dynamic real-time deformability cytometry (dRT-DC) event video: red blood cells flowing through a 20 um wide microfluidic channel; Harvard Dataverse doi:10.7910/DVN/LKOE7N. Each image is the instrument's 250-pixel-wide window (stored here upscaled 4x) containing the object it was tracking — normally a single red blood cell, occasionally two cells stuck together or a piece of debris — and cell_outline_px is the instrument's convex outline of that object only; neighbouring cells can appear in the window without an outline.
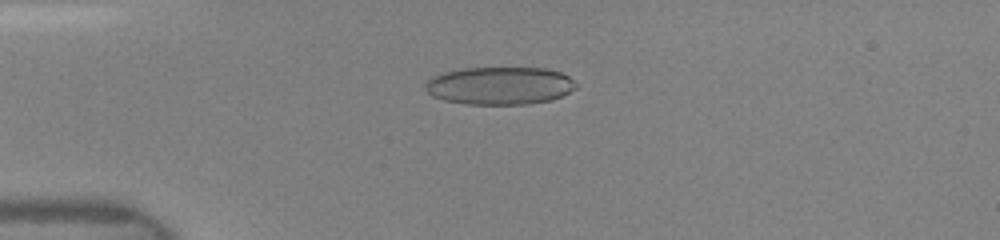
{"species": "human", "species_latin": "Homo sapiens", "temperature_condition": "room temperature", "stored_images_in_passage": 26, "camera_frame_rate_fps": 3000, "um_per_image_px": 0.085, "donor": {"sex": "female"}, "frame": {"image": 1, "passage_image": 11, "time_ms": 3.667, "image_size_px": [1000, 240], "cell_outline_px": [[576, 88], [552, 100], [528, 104], [468, 104], [444, 100], [432, 96], [424, 88], [424, 84], [432, 76], [444, 72], [460, 68], [544, 68], [560, 72], [568, 76], [576, 84]], "centroid_in_image_um": [42.44, 7.28], "position_along_channel_um": 42.6, "area_um2": 33.18}}
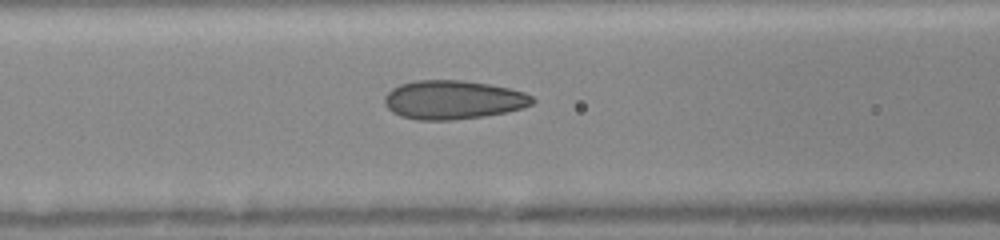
{"frame": {"image": 2, "passage_image": 20, "time_ms": 6.333, "image_size_px": [1000, 240], "cell_outline_px": [[536, 100], [532, 104], [520, 108], [504, 112], [484, 116], [452, 120], [416, 120], [400, 116], [392, 112], [384, 104], [384, 96], [392, 88], [400, 84], [416, 80], [464, 80], [488, 84], [508, 88], [524, 92], [532, 96]], "centroid_in_image_um": [38.48, 8.48], "position_along_channel_um": 128.1, "area_um2": 33.47}}
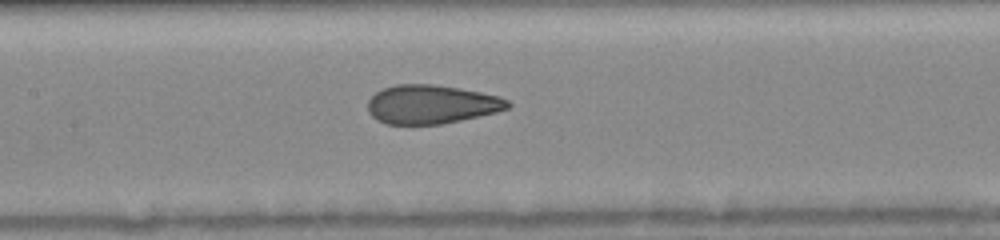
{"frame": {"image": 3, "passage_image": 24, "time_ms": 7.333, "image_size_px": [1000, 240], "cell_outline_px": [[512, 104], [508, 108], [496, 112], [460, 120], [440, 124], [388, 124], [376, 120], [368, 112], [368, 100], [376, 92], [384, 88], [396, 84], [432, 84], [460, 88], [500, 96], [508, 100]], "centroid_in_image_um": [36.66, 8.86], "position_along_channel_um": 170.7, "area_um2": 31.62}}